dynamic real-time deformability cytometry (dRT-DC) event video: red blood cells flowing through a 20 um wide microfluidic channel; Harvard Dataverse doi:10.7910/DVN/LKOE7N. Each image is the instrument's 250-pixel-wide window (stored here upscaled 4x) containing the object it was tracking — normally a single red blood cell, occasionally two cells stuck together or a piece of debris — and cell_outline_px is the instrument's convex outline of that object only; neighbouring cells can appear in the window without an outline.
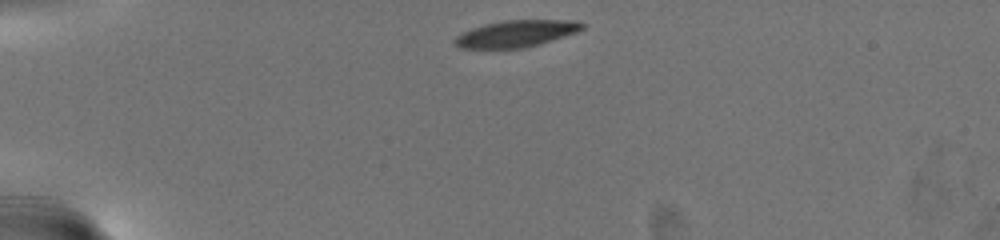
{"species": "common noctule bat (a hibernating species)", "species_latin": "Nyctalus noctula", "temperature_condition": "warm", "stored_images_in_passage": 43, "camera_frame_rate_fps": 3000, "um_per_image_px": 0.085, "animal": {"sex": "female", "body_mass_g": 19.5, "forearm_length_mm": 54.1}, "frame": {"image": 1, "passage_image": 1, "time_ms": 0.0, "image_size_px": [1000, 240], "cell_outline_px": [[584, 28], [576, 32], [540, 44], [524, 48], [460, 48], [452, 40], [460, 32], [484, 24], [504, 20], [576, 20], [584, 24]], "centroid_in_image_um": [43.85, 2.85], "position_along_channel_um": 41.2, "area_um2": 19.88}}
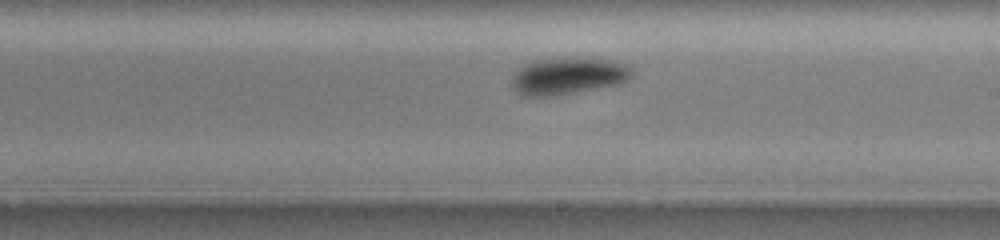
{"frame": {"image": 2, "passage_image": 26, "time_ms": 8.333, "image_size_px": [1000, 240], "cell_outline_px": [[632, 76], [628, 80], [620, 84], [556, 96], [520, 96], [512, 88], [512, 80], [516, 72], [520, 68], [532, 60], [612, 60], [624, 64], [632, 68]], "centroid_in_image_um": [48.28, 6.51], "position_along_channel_um": 240.7, "area_um2": 25.26}}
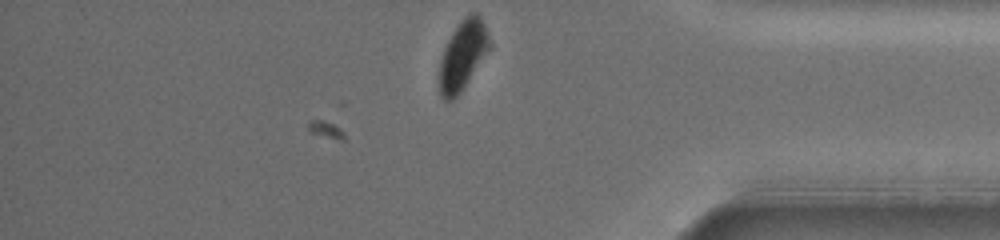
{"frame": {"image": 3, "passage_image": 43, "time_ms": 14.0, "image_size_px": [1000, 240], "cell_outline_px": [[492, 48], [460, 92], [452, 100], [444, 100], [440, 96], [440, 64], [444, 48], [452, 32], [460, 20], [472, 12], [480, 12], [492, 44]], "centroid_in_image_um": [39.39, 4.64], "position_along_channel_um": 395.8, "area_um2": 20.4}, "authors_computed_cell_mechanics": {"area_um2": 24.4494, "velocity_mm_per_s": 3.0218, "shape_relaxation_time_tau1_ms": 2.5026, "shape_relaxation_time_tau2_ms": 1.7303, "deformation_change_tau1": 0.1311, "deformation_change_tau2": 0.0367}}